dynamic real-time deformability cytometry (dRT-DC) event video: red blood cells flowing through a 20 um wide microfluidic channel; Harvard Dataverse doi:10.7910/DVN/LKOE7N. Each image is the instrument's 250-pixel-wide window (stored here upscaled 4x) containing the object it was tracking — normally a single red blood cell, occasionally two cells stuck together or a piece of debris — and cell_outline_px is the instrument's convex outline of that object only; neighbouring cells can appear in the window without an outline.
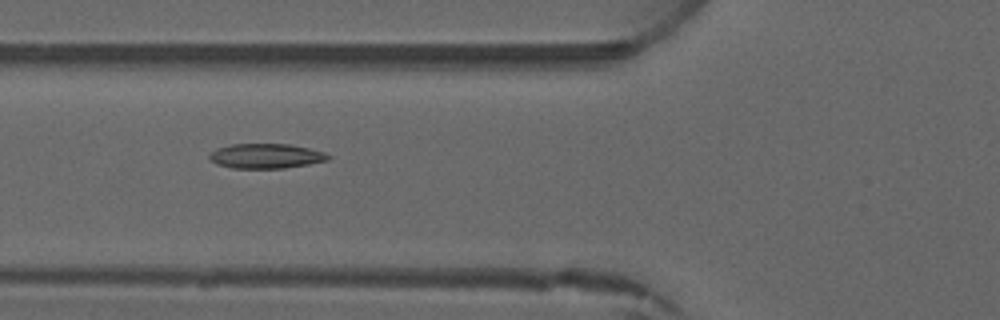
{"species": "common noctule bat (a hibernating species)", "species_latin": "Nyctalus noctula", "temperature_condition": "warm", "stored_images_in_passage": 5, "camera_frame_rate_fps": 3000, "um_per_image_px": 0.085, "animal": {"sex": "male", "forearm_length_mm": 52.5}, "frame": {"image": 1, "passage_image": 5, "time_ms": 4.333, "image_size_px": [1000, 320], "cell_outline_px": [[332, 156], [328, 160], [308, 164], [284, 168], [232, 168], [216, 164], [208, 156], [216, 148], [232, 144], [288, 144], [308, 148], [324, 152]], "centroid_in_image_um": [22.61, 13.26], "position_along_channel_um": 103.2, "area_um2": 17.05}}